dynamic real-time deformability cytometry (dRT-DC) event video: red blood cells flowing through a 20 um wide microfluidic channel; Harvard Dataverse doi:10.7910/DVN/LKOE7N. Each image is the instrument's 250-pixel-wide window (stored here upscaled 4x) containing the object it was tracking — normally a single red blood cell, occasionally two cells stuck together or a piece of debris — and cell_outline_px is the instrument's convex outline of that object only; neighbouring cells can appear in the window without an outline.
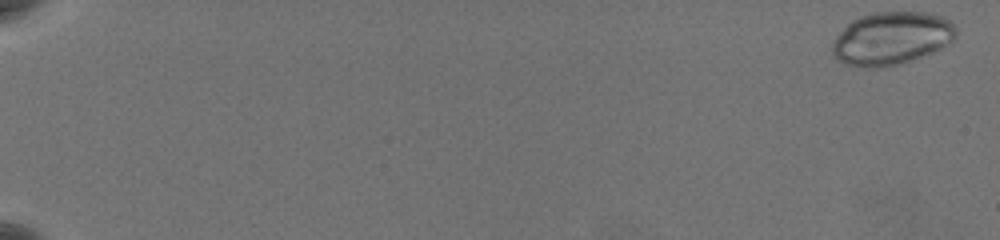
{"species": "common noctule bat (a hibernating species)", "species_latin": "Nyctalus noctula", "temperature_condition": "warm", "stored_images_in_passage": 60, "camera_frame_rate_fps": 3000, "um_per_image_px": 0.085, "animal": {"sex": "female", "body_mass_g": 19.5, "forearm_length_mm": 54.1}, "frame": {"image": 1, "passage_image": 1, "time_ms": 0.0, "image_size_px": [1000, 240], "cell_outline_px": [[956, 36], [952, 40], [920, 56], [900, 64], [876, 68], [864, 68], [848, 64], [832, 56], [832, 44], [836, 36], [852, 20], [860, 16], [876, 12], [924, 12], [940, 16], [948, 20], [956, 28]], "centroid_in_image_um": [75.72, 3.25], "position_along_channel_um": 9.3, "area_um2": 37.51}}
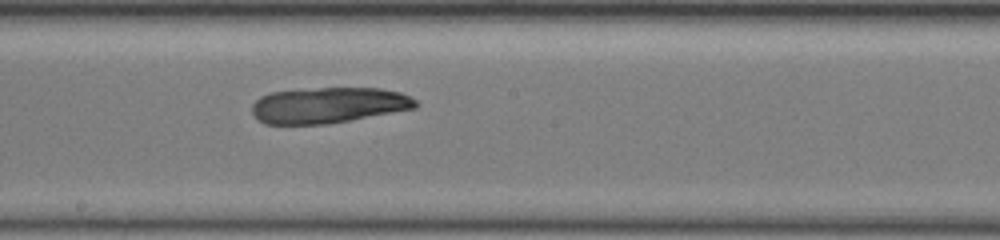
{"frame": {"image": 2, "passage_image": 37, "time_ms": 12.0, "image_size_px": [1000, 240], "cell_outline_px": [[420, 104], [416, 108], [328, 124], [264, 124], [256, 120], [252, 112], [252, 104], [260, 96], [272, 92], [320, 88], [380, 88], [400, 92], [416, 100]], "centroid_in_image_um": [27.9, 8.95], "position_along_channel_um": 220.3, "area_um2": 34.22}}
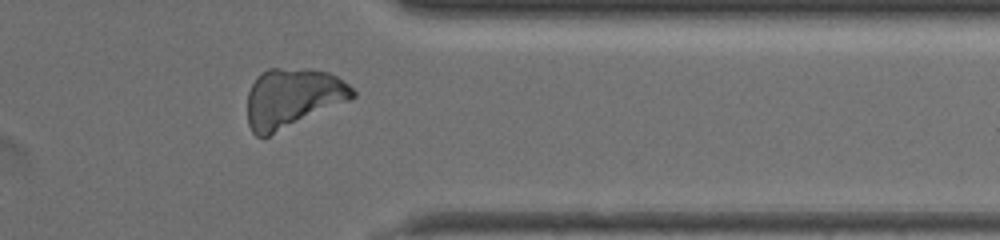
{"frame": {"image": 3, "passage_image": 51, "time_ms": 16.667, "image_size_px": [1000, 240], "cell_outline_px": [[356, 96], [348, 100], [268, 136], [256, 136], [252, 132], [248, 124], [248, 92], [256, 76], [268, 68], [308, 68], [328, 72], [336, 76], [348, 84], [356, 92]], "centroid_in_image_um": [24.84, 8.29], "position_along_channel_um": 386.6, "area_um2": 36.07}}